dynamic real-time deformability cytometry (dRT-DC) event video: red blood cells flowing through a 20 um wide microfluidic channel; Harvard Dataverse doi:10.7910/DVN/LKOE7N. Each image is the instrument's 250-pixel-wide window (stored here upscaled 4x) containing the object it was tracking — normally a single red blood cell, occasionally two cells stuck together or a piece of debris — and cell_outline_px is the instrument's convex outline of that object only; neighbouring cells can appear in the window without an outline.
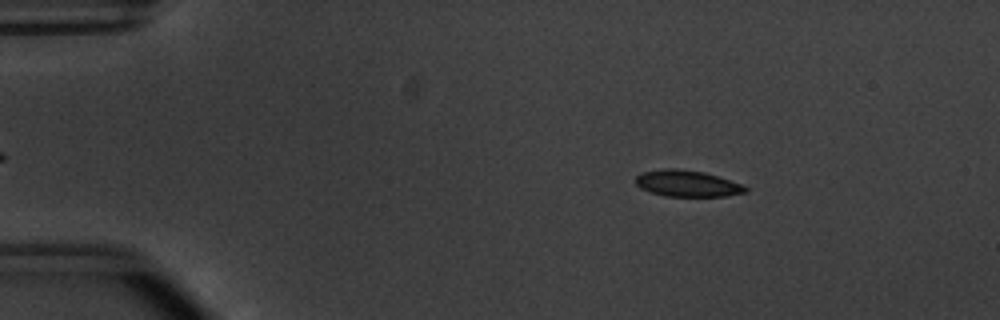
{"species": "common noctule bat (a hibernating species)", "species_latin": "Nyctalus noctula", "temperature_condition": "warm", "stored_images_in_passage": 10, "camera_frame_rate_fps": 3000, "um_per_image_px": 0.085, "animal": {"sex": "male", "body_mass_g": 20.1, "forearm_length_mm": 53.5}, "frame": {"image": 1, "passage_image": 7, "time_ms": 2.0, "image_size_px": [1000, 320], "cell_outline_px": [[748, 192], [724, 196], [664, 196], [640, 188], [636, 184], [636, 176], [644, 172], [664, 168], [676, 168], [704, 172], [740, 184], [748, 188]], "centroid_in_image_um": [58.4, 15.6], "position_along_channel_um": 26.6, "area_um2": 16.65}}